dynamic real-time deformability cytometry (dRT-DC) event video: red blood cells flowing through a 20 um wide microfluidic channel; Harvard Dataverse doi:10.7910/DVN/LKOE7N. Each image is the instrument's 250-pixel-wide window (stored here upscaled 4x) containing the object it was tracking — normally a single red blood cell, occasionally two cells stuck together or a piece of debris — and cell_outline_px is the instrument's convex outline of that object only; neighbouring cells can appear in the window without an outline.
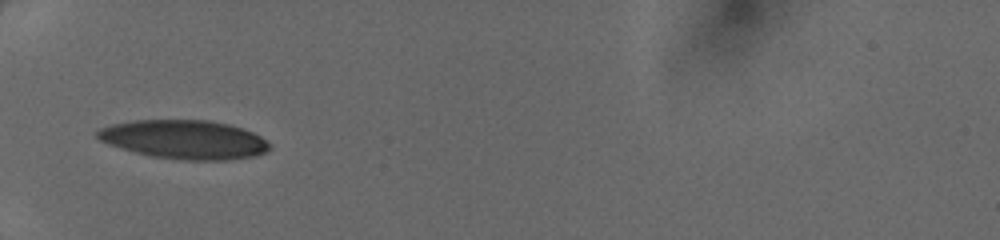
{"species": "human", "species_latin": "Homo sapiens", "temperature_condition": "cold", "stored_images_in_passage": 20, "camera_frame_rate_fps": 3000, "um_per_image_px": 0.085, "donor": {"sex": "female"}, "frame": {"image": 1, "passage_image": 17, "time_ms": 5.333, "image_size_px": [1000, 240], "cell_outline_px": [[272, 148], [268, 152], [256, 156], [224, 160], [184, 160], [152, 156], [120, 148], [108, 144], [100, 140], [96, 136], [96, 132], [100, 128], [112, 124], [136, 120], [208, 120], [228, 124], [252, 132], [260, 136], [272, 144]], "centroid_in_image_um": [15.7, 11.86], "position_along_channel_um": 69.3, "area_um2": 39.02}}
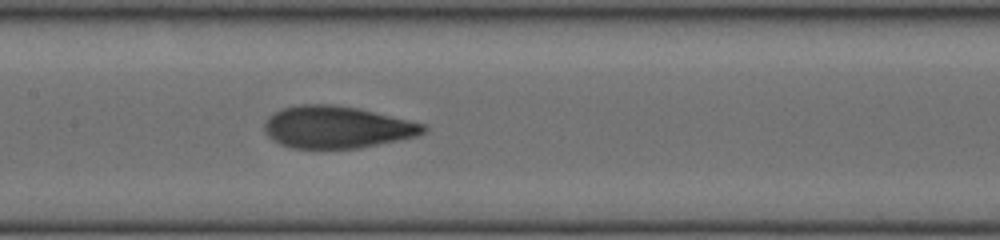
{"frame": {"image": 2, "passage_image": 20, "time_ms": 6.333, "image_size_px": [1000, 240], "cell_outline_px": [[428, 128], [424, 132], [416, 136], [360, 148], [292, 148], [280, 144], [272, 140], [264, 132], [264, 124], [268, 116], [280, 108], [300, 104], [332, 104], [356, 108], [408, 120], [424, 124]], "centroid_in_image_um": [28.57, 10.81], "position_along_channel_um": 178.8, "area_um2": 38.9}}